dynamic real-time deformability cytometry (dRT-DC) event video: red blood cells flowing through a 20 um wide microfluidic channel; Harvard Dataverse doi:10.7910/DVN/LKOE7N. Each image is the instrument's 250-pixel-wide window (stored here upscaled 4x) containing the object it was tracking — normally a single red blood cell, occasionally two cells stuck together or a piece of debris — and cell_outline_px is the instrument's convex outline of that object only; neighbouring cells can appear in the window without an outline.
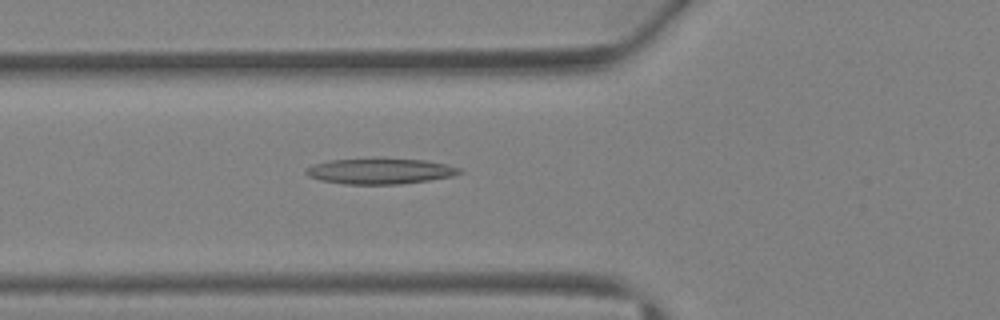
{"species": "Egyptian fruit bat (a non-hibernating species)", "species_latin": "Rousettus aegyptiacus", "temperature_condition": "warm", "stored_images_in_passage": 4, "camera_frame_rate_fps": 3000, "um_per_image_px": 0.085, "animal": {"sex": "female"}, "frame": {"image": 1, "passage_image": 4, "time_ms": 4.333, "image_size_px": [1000, 320], "cell_outline_px": [[464, 172], [452, 176], [428, 180], [400, 184], [344, 184], [320, 180], [308, 176], [304, 172], [304, 168], [312, 164], [328, 160], [372, 156], [380, 156], [428, 160], [448, 164], [460, 168]], "centroid_in_image_um": [32.27, 14.49], "position_along_channel_um": 93.5, "area_um2": 24.16}}